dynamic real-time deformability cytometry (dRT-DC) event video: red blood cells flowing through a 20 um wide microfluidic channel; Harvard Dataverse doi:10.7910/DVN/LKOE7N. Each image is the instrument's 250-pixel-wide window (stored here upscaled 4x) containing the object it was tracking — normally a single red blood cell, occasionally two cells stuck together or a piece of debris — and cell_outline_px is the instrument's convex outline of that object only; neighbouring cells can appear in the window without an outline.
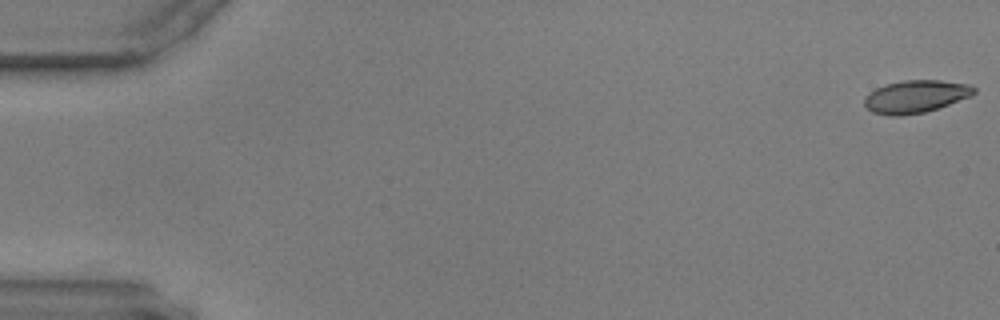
{"species": "common noctule bat (a hibernating species)", "species_latin": "Nyctalus noctula", "temperature_condition": "warm", "stored_images_in_passage": 57, "camera_frame_rate_fps": 3000, "um_per_image_px": 0.085, "animal": {"sex": "male", "body_mass_g": 17.9, "forearm_length_mm": 54.2}, "frame": {"image": 1, "passage_image": 1, "time_ms": 0.0, "image_size_px": [1000, 320], "cell_outline_px": [[976, 92], [972, 96], [924, 112], [900, 116], [892, 116], [872, 112], [864, 104], [864, 96], [876, 88], [884, 84], [904, 80], [940, 80], [972, 84], [976, 88]], "centroid_in_image_um": [77.84, 8.19], "position_along_channel_um": 7.2, "area_um2": 20.92}}
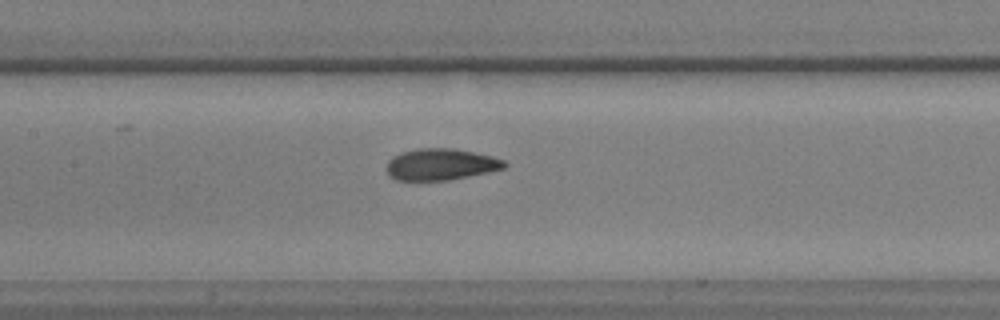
{"frame": {"image": 2, "passage_image": 28, "time_ms": 9.0, "image_size_px": [1000, 320], "cell_outline_px": [[508, 164], [504, 168], [488, 172], [448, 180], [396, 180], [388, 176], [384, 168], [388, 160], [392, 156], [416, 148], [452, 148], [492, 156], [504, 160]], "centroid_in_image_um": [37.41, 13.97], "position_along_channel_um": 170.0, "area_um2": 21.73}}
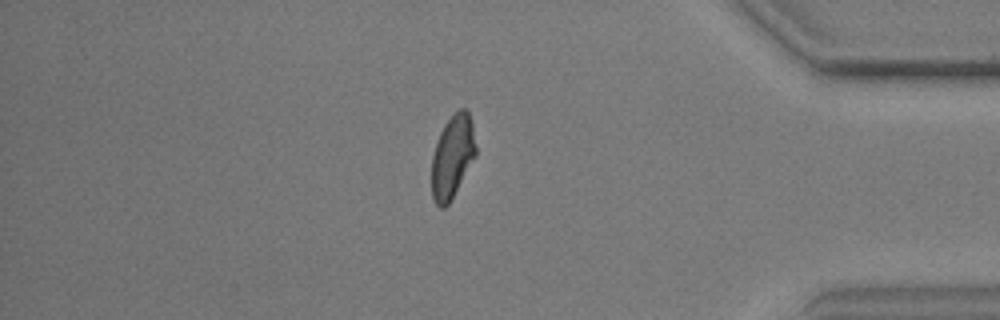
{"frame": {"image": 3, "passage_image": 50, "time_ms": 16.333, "image_size_px": [1000, 320], "cell_outline_px": [[476, 156], [452, 200], [444, 208], [440, 208], [436, 204], [432, 196], [432, 156], [440, 132], [444, 124], [460, 108], [464, 108], [468, 112], [472, 124], [476, 148]], "centroid_in_image_um": [38.46, 13.36], "position_along_channel_um": 396.7, "area_um2": 21.33}}